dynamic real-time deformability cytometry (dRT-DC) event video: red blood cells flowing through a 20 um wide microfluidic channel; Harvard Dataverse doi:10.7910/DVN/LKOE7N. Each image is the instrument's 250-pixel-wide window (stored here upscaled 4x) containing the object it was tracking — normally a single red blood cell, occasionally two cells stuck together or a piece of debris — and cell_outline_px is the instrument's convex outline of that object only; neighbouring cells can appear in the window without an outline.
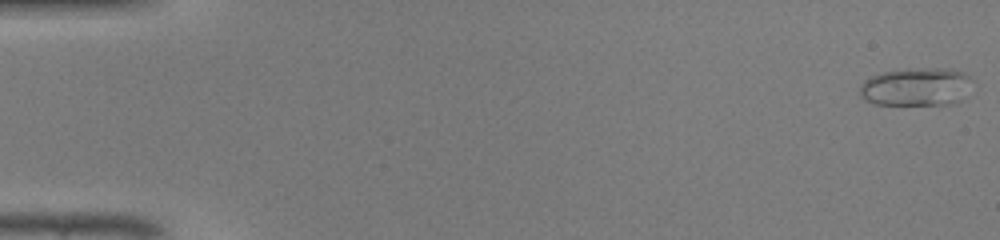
{"species": "common noctule bat (a hibernating species)", "species_latin": "Nyctalus noctula", "temperature_condition": "warm", "stored_images_in_passage": 47, "camera_frame_rate_fps": 3000, "um_per_image_px": 0.085, "animal": {"sex": "male", "body_mass_g": 19.0, "forearm_length_mm": 50.8}, "frame": {"image": 1, "passage_image": 1, "time_ms": 0.0, "image_size_px": [1000, 240], "cell_outline_px": [[972, 80], [960, 100], [956, 104], [876, 104], [860, 96], [860, 88], [864, 80], [872, 76], [884, 72], [924, 68], [948, 68], [960, 72], [968, 76]], "centroid_in_image_um": [77.87, 7.38], "position_along_channel_um": 7.1, "area_um2": 24.45}}
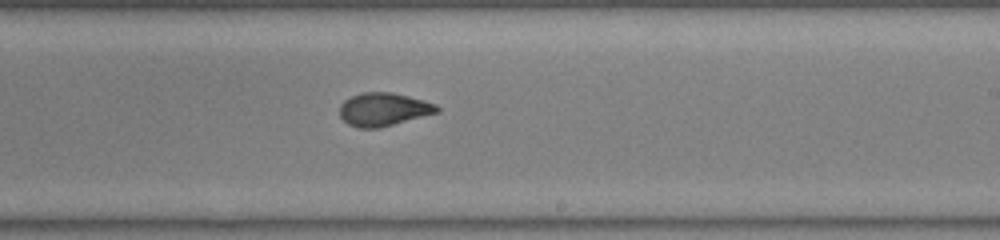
{"frame": {"image": 2, "passage_image": 29, "time_ms": 9.333, "image_size_px": [1000, 240], "cell_outline_px": [[440, 112], [380, 128], [360, 128], [348, 124], [340, 116], [340, 104], [344, 100], [360, 92], [392, 92], [424, 100], [436, 104], [440, 108]], "centroid_in_image_um": [32.62, 9.29], "position_along_channel_um": 256.4, "area_um2": 18.96}}
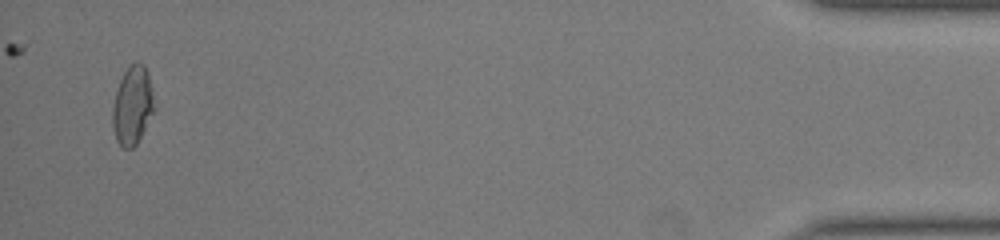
{"frame": {"image": 3, "passage_image": 46, "time_ms": 15.0, "image_size_px": [1000, 240], "cell_outline_px": [[156, 108], [136, 144], [132, 148], [124, 148], [116, 140], [112, 128], [112, 108], [116, 92], [120, 80], [128, 64], [136, 60], [144, 64], [152, 88]], "centroid_in_image_um": [11.26, 8.93], "position_along_channel_um": 423.9, "area_um2": 19.25}}